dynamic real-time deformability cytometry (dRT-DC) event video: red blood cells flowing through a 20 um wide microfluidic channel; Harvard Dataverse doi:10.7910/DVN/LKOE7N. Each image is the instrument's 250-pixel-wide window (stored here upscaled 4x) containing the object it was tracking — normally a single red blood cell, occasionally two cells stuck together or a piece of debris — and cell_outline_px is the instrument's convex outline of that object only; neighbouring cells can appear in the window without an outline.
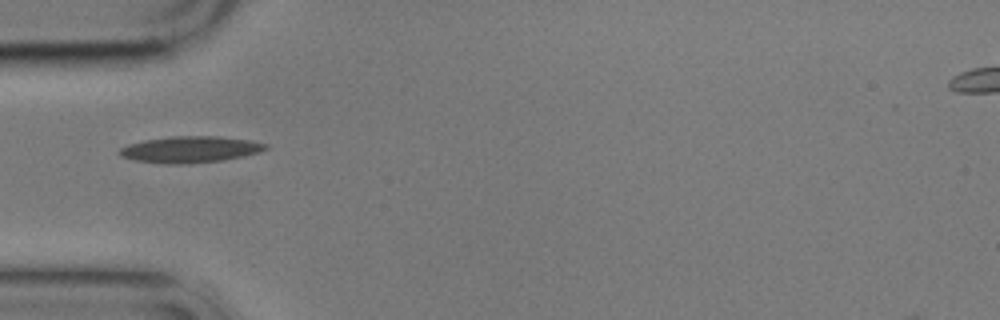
{"species": "common noctule bat (a hibernating species)", "species_latin": "Nyctalus noctula", "temperature_condition": "cold", "stored_images_in_passage": 11, "camera_frame_rate_fps": 3000, "um_per_image_px": 0.085, "animal": {"sex": "male", "body_mass_g": 17.9}, "frame": {"image": 1, "passage_image": 1, "time_ms": 0.0, "image_size_px": [1000, 320], "cell_outline_px": [[268, 148], [260, 152], [244, 156], [220, 160], [188, 164], [164, 164], [132, 160], [120, 156], [116, 152], [120, 148], [128, 144], [144, 140], [172, 136], [220, 136], [252, 140], [268, 144]], "centroid_in_image_um": [16.15, 12.7], "position_along_channel_um": 68.9, "area_um2": 22.77}}
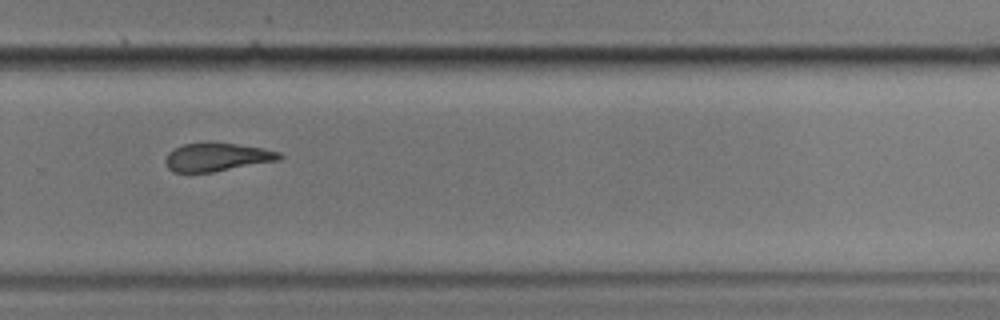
{"frame": {"image": 2, "passage_image": 7, "time_ms": 7.0, "image_size_px": [1000, 320], "cell_outline_px": [[284, 156], [280, 160], [212, 172], [172, 172], [168, 168], [164, 160], [168, 152], [172, 148], [184, 144], [236, 144], [260, 148], [280, 152]], "centroid_in_image_um": [18.42, 13.37], "position_along_channel_um": 311.4, "area_um2": 18.44}}
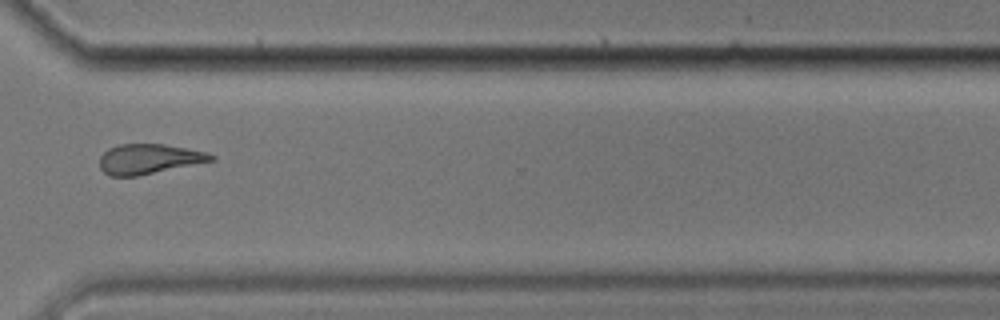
{"frame": {"image": 3, "passage_image": 8, "time_ms": 8.333, "image_size_px": [1000, 320], "cell_outline_px": [[216, 160], [136, 176], [108, 176], [100, 168], [100, 156], [108, 148], [120, 144], [164, 144], [208, 152], [216, 156]], "centroid_in_image_um": [12.67, 13.51], "position_along_channel_um": 357.9, "area_um2": 19.48}, "authors_computed_cell_mechanics": {"area_um2": 20.23, "velocity_mm_per_s": 3.4707, "shape_relaxation_time_tau1_ms": 2.8164, "shape_relaxation_time_tau2_ms": 4.0311, "deformation_change_tau1": 0.1009, "deformation_change_tau2": 0.1326}}